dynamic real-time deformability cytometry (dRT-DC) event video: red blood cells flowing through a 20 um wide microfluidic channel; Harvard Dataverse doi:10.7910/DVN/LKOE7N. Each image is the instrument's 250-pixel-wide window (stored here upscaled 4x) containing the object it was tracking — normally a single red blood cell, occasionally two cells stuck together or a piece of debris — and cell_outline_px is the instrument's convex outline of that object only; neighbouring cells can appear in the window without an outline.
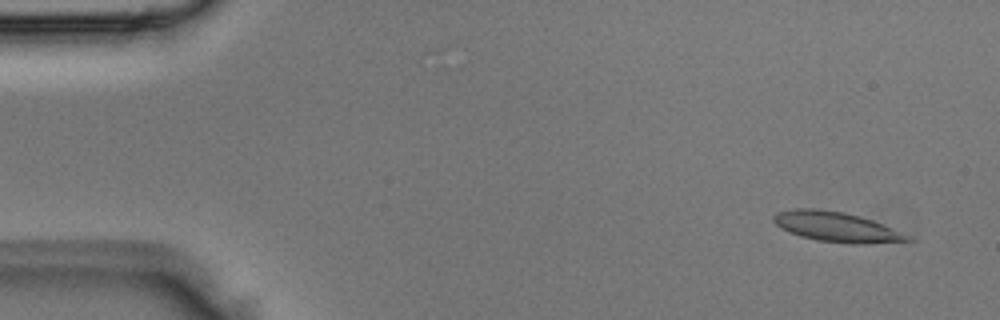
{"species": "Egyptian fruit bat (a non-hibernating species)", "species_latin": "Rousettus aegyptiacus", "temperature_condition": "room temperature", "stored_images_in_passage": 3, "camera_frame_rate_fps": 3000, "um_per_image_px": 0.085, "animal": {"sex": "male"}, "frame": {"image": 1, "passage_image": 1, "time_ms": 0.0, "image_size_px": [1000, 320], "cell_outline_px": [[916, 240], [860, 244], [852, 244], [816, 240], [800, 236], [788, 232], [780, 228], [772, 220], [772, 216], [776, 212], [796, 208], [816, 208], [844, 212], [860, 216], [872, 220], [908, 236]], "centroid_in_image_um": [71.01, 19.28], "position_along_channel_um": 14.0, "area_um2": 23.24}}